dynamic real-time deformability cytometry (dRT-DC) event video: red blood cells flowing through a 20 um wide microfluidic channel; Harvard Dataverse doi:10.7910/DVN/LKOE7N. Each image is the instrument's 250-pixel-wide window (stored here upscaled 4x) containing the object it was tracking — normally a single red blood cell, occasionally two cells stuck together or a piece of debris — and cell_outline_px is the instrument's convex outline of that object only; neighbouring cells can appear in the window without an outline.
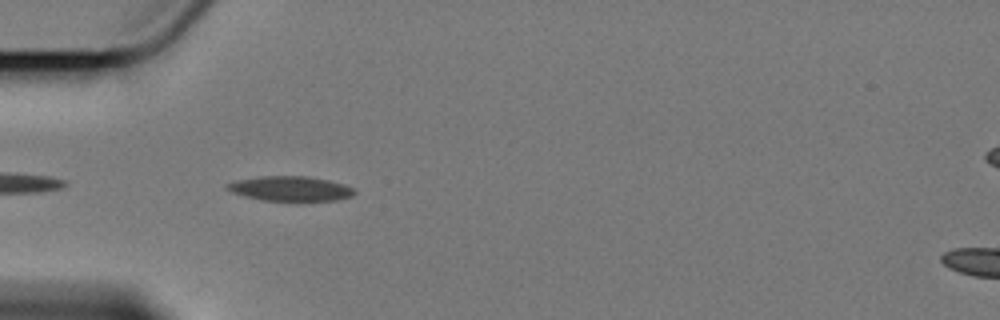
{"species": "Egyptian fruit bat (a non-hibernating species)", "species_latin": "Rousettus aegyptiacus", "temperature_condition": "cold", "stored_images_in_passage": 4, "camera_frame_rate_fps": 3000, "um_per_image_px": 0.085, "animal": {"sex": "female"}, "frame": {"image": 1, "passage_image": 1, "time_ms": 0.0, "image_size_px": [1000, 320], "cell_outline_px": [[356, 192], [352, 196], [336, 200], [264, 200], [244, 196], [232, 192], [224, 188], [224, 184], [236, 180], [260, 176], [308, 176], [328, 180], [344, 184], [356, 188]], "centroid_in_image_um": [24.67, 16.02], "position_along_channel_um": 60.3, "area_um2": 18.38}}
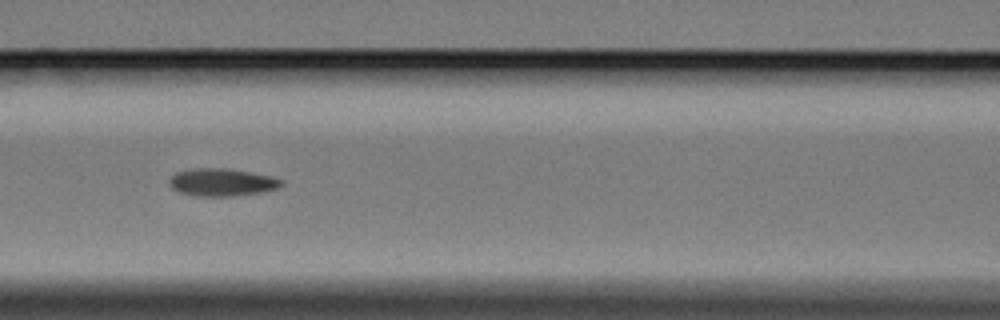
{"frame": {"image": 2, "passage_image": 3, "time_ms": 2.667, "image_size_px": [1000, 320], "cell_outline_px": [[284, 184], [280, 188], [264, 192], [228, 196], [196, 196], [180, 192], [172, 188], [168, 184], [168, 180], [176, 172], [196, 168], [228, 168], [252, 172], [272, 176], [284, 180]], "centroid_in_image_um": [18.91, 15.49], "position_along_channel_um": 147.7, "area_um2": 18.26}}
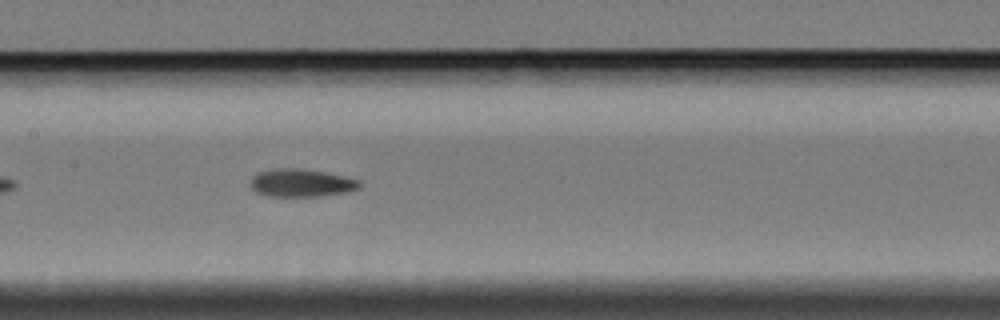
{"frame": {"image": 3, "passage_image": 4, "time_ms": 3.667, "image_size_px": [1000, 320], "cell_outline_px": [[360, 188], [348, 192], [320, 196], [268, 196], [256, 192], [248, 184], [252, 176], [256, 172], [276, 168], [292, 168], [324, 172], [344, 176], [360, 180]], "centroid_in_image_um": [25.57, 15.55], "position_along_channel_um": 181.8, "area_um2": 17.8}}